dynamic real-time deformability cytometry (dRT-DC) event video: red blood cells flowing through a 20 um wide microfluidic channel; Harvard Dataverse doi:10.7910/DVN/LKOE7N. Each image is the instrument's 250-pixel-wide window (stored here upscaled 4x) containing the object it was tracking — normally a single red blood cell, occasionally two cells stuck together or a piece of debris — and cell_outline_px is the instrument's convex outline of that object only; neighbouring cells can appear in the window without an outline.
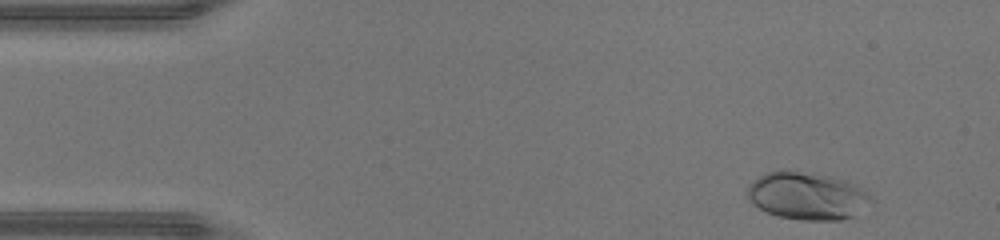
{"species": "human", "species_latin": "Homo sapiens", "temperature_condition": "warm", "stored_images_in_passage": 44, "camera_frame_rate_fps": 3000, "um_per_image_px": 0.085, "donor": {"sex": "male"}, "frame": {"image": 1, "passage_image": 2, "time_ms": 0.333, "image_size_px": [1000, 240], "cell_outline_px": [[876, 200], [872, 204], [852, 216], [840, 220], [800, 220], [780, 216], [768, 212], [752, 204], [748, 200], [748, 184], [760, 176], [768, 172], [780, 168], [788, 168], [812, 172], [832, 176], [856, 184]], "centroid_in_image_um": [68.62, 16.62], "position_along_channel_um": 16.4, "area_um2": 34.91}}
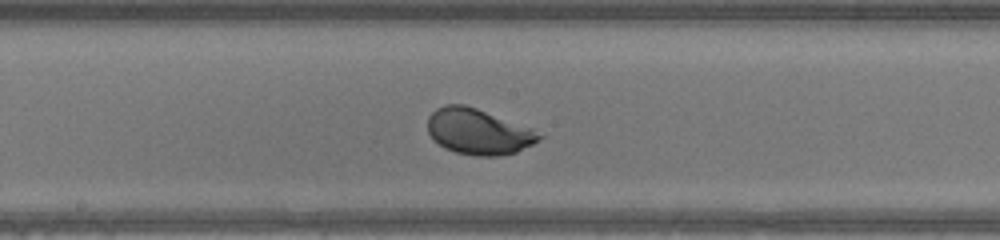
{"frame": {"image": 2, "passage_image": 22, "time_ms": 7.0, "image_size_px": [1000, 240], "cell_outline_px": [[544, 136], [532, 144], [516, 152], [500, 156], [476, 156], [456, 152], [444, 148], [432, 140], [428, 132], [428, 116], [436, 108], [444, 104], [464, 104], [476, 108], [532, 128]], "centroid_in_image_um": [40.63, 11.19], "position_along_channel_um": 207.6, "area_um2": 29.77}}
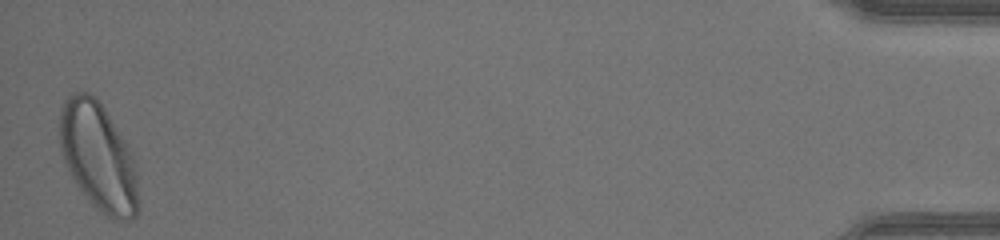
{"frame": {"image": 3, "passage_image": 44, "time_ms": 14.333, "image_size_px": [1000, 240], "cell_outline_px": [[140, 208], [136, 216], [132, 220], [112, 220], [100, 212], [92, 204], [76, 184], [64, 160], [60, 148], [60, 108], [64, 100], [72, 92], [88, 92], [104, 108], [132, 152], [136, 168]], "centroid_in_image_um": [8.38, 13.37], "position_along_channel_um": 426.8, "area_um2": 49.65}, "authors_computed_cell_mechanics": {"area_um2": 30.7496, "velocity_mm_per_s": 4.3838, "shape_relaxation_time_tau1_ms": 1.9959, "shape_relaxation_time_tau2_ms": null, "deformation_change_tau1": 0.1448, "deformation_change_tau2": null}}